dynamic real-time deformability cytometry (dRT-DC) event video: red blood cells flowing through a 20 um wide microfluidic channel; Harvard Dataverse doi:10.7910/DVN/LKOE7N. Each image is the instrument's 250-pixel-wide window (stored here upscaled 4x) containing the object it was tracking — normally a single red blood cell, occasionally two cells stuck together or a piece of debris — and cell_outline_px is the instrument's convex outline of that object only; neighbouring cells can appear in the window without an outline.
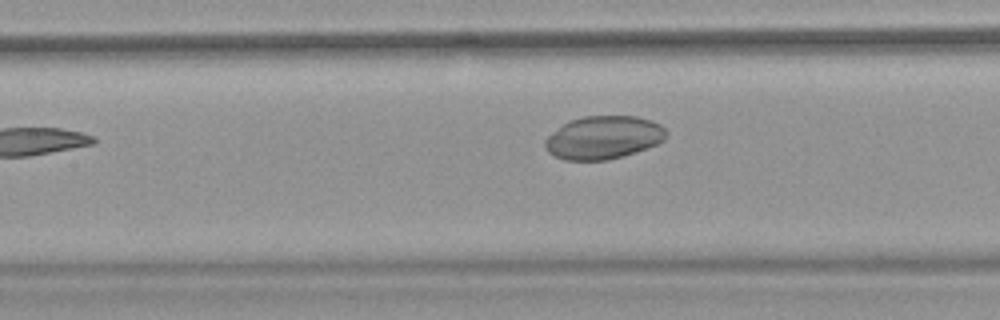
{"species": "common noctule bat (a hibernating species)", "species_latin": "Nyctalus noctula", "temperature_condition": "warm", "stored_images_in_passage": 7, "camera_frame_rate_fps": 3000, "um_per_image_px": 0.085, "animal": {"sex": "female", "body_mass_g": 18.4}, "frame": {"image": 1, "passage_image": 6, "time_ms": 7.0, "image_size_px": [1000, 320], "cell_outline_px": [[668, 132], [664, 140], [656, 144], [636, 152], [624, 156], [608, 160], [564, 160], [548, 152], [544, 148], [544, 140], [548, 136], [568, 120], [584, 116], [636, 116], [652, 120], [660, 124]], "centroid_in_image_um": [51.29, 11.69], "position_along_channel_um": 156.1, "area_um2": 30.58}}
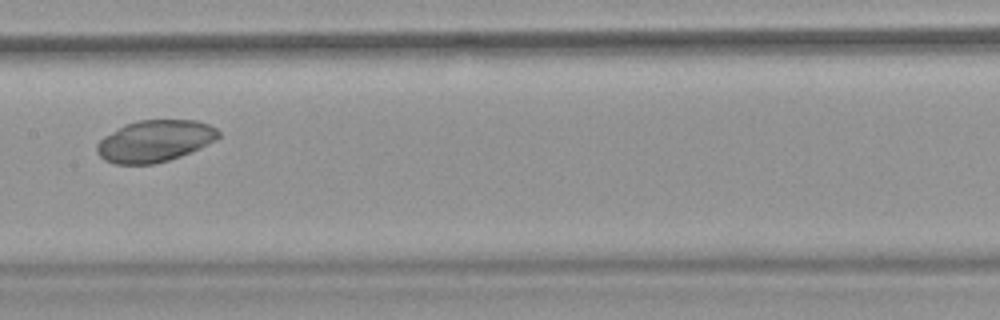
{"frame": {"image": 2, "passage_image": 7, "time_ms": 8.0, "image_size_px": [1000, 320], "cell_outline_px": [[220, 136], [200, 148], [180, 156], [168, 160], [152, 164], [116, 164], [104, 160], [96, 152], [96, 144], [104, 136], [124, 124], [136, 120], [196, 120], [208, 124], [216, 128], [220, 132]], "centroid_in_image_um": [13.13, 11.98], "position_along_channel_um": 194.3, "area_um2": 29.54}}